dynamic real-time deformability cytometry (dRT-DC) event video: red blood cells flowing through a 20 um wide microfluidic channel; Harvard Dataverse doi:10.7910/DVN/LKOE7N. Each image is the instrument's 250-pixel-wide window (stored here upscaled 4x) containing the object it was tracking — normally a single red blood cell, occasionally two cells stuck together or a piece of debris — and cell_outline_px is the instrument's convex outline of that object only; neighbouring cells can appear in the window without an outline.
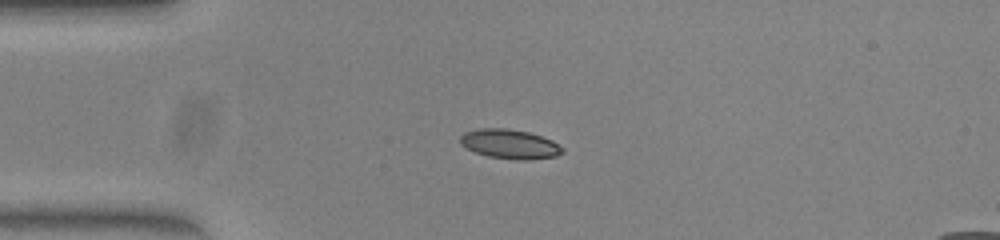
{"species": "common noctule bat (a hibernating species)", "species_latin": "Nyctalus noctula", "temperature_condition": "warm", "stored_images_in_passage": 40, "camera_frame_rate_fps": 3000, "um_per_image_px": 0.085, "animal": {"sex": "female", "body_mass_g": 23.0, "forearm_length_mm": 53.4}, "frame": {"image": 1, "passage_image": 1, "time_ms": 0.0, "image_size_px": [1000, 240], "cell_outline_px": [[564, 152], [556, 156], [528, 160], [516, 160], [488, 156], [476, 152], [460, 144], [460, 136], [464, 132], [480, 128], [508, 128], [528, 132], [552, 140], [564, 148]], "centroid_in_image_um": [43.34, 12.24], "position_along_channel_um": 41.7, "area_um2": 17.51}}
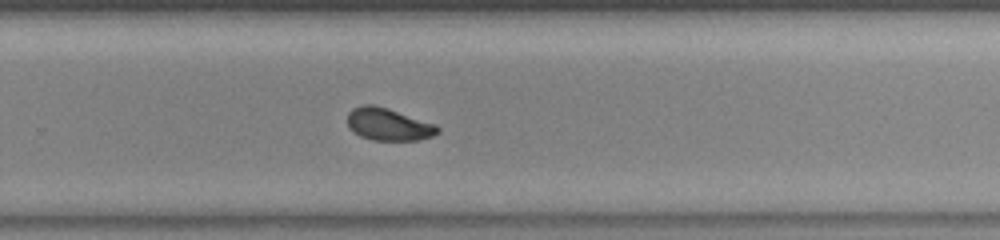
{"frame": {"image": 2, "passage_image": 22, "time_ms": 7.0, "image_size_px": [1000, 240], "cell_outline_px": [[440, 132], [432, 136], [420, 140], [372, 140], [360, 136], [348, 124], [348, 112], [352, 108], [364, 104], [372, 104], [388, 108], [436, 124], [440, 128]], "centroid_in_image_um": [33.05, 10.56], "position_along_channel_um": 296.7, "area_um2": 16.99}}
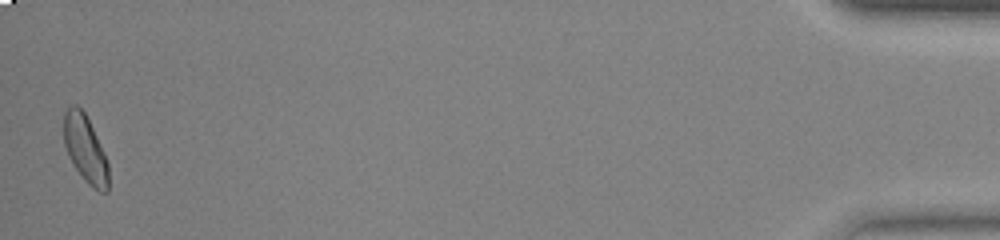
{"frame": {"image": 3, "passage_image": 39, "time_ms": 12.667, "image_size_px": [1000, 240], "cell_outline_px": [[108, 192], [100, 192], [92, 188], [84, 180], [68, 156], [64, 144], [64, 112], [72, 104], [76, 104], [84, 112], [104, 152], [108, 164]], "centroid_in_image_um": [7.24, 12.68], "position_along_channel_um": 428.0, "area_um2": 17.34}, "authors_computed_cell_mechanics": {"area_um2": 17.1955, "velocity_mm_per_s": 3.9947, "shape_relaxation_time_tau1_ms": 4.0188, "shape_relaxation_time_tau2_ms": 2.3427, "deformation_change_tau1": 0.12, "deformation_change_tau2": 0.0611}}